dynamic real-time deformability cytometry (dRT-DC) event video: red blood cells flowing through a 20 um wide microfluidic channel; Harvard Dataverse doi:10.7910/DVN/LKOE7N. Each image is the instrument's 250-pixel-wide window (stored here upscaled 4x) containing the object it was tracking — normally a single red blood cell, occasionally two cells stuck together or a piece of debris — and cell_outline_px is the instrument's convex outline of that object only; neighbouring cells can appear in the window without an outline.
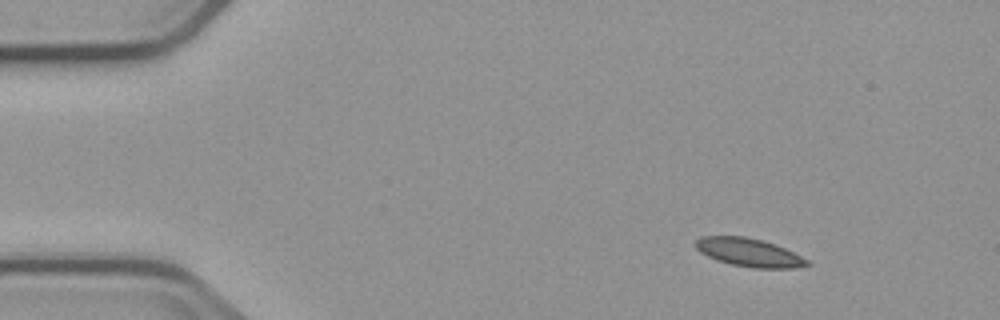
{"species": "common noctule bat (a hibernating species)", "species_latin": "Nyctalus noctula", "temperature_condition": "cold", "stored_images_in_passage": 8, "camera_frame_rate_fps": 3000, "um_per_image_px": 0.085, "animal": {"sex": "male", "body_mass_g": 23.1, "forearm_length_mm": 52.7}, "frame": {"image": 1, "passage_image": 1, "time_ms": 0.0, "image_size_px": [1000, 320], "cell_outline_px": [[812, 264], [796, 268], [752, 268], [732, 264], [716, 260], [700, 252], [696, 248], [696, 240], [700, 236], [744, 236], [764, 240], [776, 244], [808, 260]], "centroid_in_image_um": [63.67, 21.45], "position_along_channel_um": 21.3, "area_um2": 18.38}}
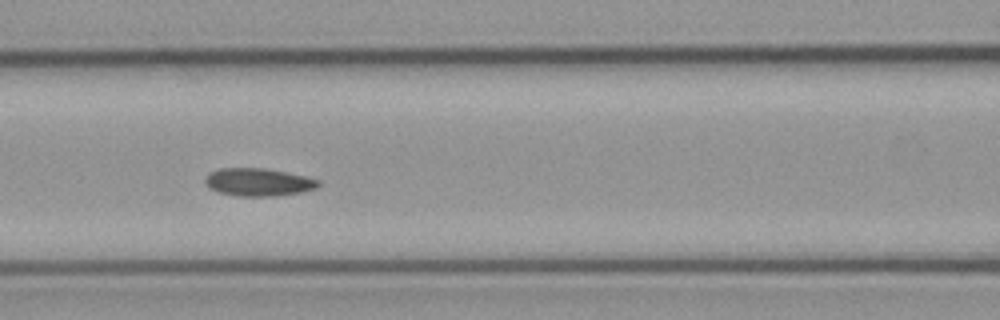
{"frame": {"image": 2, "passage_image": 6, "time_ms": 5.667, "image_size_px": [1000, 320], "cell_outline_px": [[320, 184], [316, 188], [300, 192], [276, 196], [236, 196], [216, 192], [208, 188], [204, 180], [208, 172], [220, 168], [264, 168], [288, 172], [320, 180]], "centroid_in_image_um": [21.91, 15.48], "position_along_channel_um": 144.7, "area_um2": 18.55}}
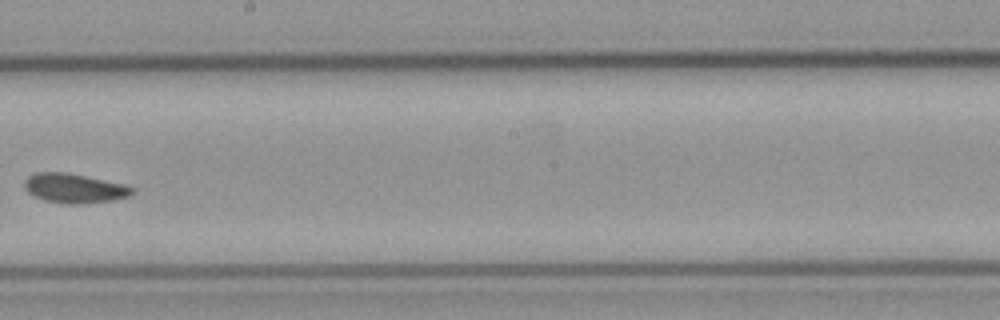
{"frame": {"image": 3, "passage_image": 8, "time_ms": 8.333, "image_size_px": [1000, 320], "cell_outline_px": [[136, 188], [128, 196], [116, 200], [84, 204], [68, 204], [44, 200], [28, 192], [24, 188], [24, 180], [28, 176], [36, 172], [68, 172], [120, 184]], "centroid_in_image_um": [6.29, 16.01], "position_along_channel_um": 241.9, "area_um2": 18.38}}